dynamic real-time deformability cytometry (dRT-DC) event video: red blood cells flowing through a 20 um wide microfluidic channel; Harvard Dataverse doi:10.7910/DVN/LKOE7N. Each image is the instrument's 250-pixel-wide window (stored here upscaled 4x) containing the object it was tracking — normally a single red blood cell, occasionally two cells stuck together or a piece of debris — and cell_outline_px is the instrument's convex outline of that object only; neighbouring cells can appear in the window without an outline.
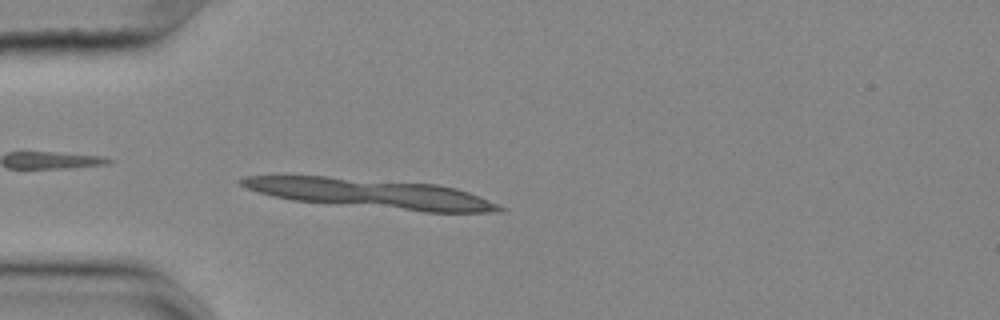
{"species": "common noctule bat (a hibernating species)", "species_latin": "Nyctalus noctula", "temperature_condition": "cold", "stored_images_in_passage": 9, "camera_frame_rate_fps": 3000, "um_per_image_px": 0.085, "animal": {"sex": "female", "body_mass_g": 25.1}, "frame": {"image": 1, "passage_image": 2, "time_ms": 0.333, "image_size_px": [1000, 320], "cell_outline_px": [[508, 208], [504, 212], [424, 212], [292, 200], [272, 196], [248, 188], [240, 184], [236, 180], [244, 176], [324, 176], [436, 184], [456, 188], [468, 192]], "centroid_in_image_um": [31.57, 16.45], "position_along_channel_um": 53.4, "area_um2": 44.16}}